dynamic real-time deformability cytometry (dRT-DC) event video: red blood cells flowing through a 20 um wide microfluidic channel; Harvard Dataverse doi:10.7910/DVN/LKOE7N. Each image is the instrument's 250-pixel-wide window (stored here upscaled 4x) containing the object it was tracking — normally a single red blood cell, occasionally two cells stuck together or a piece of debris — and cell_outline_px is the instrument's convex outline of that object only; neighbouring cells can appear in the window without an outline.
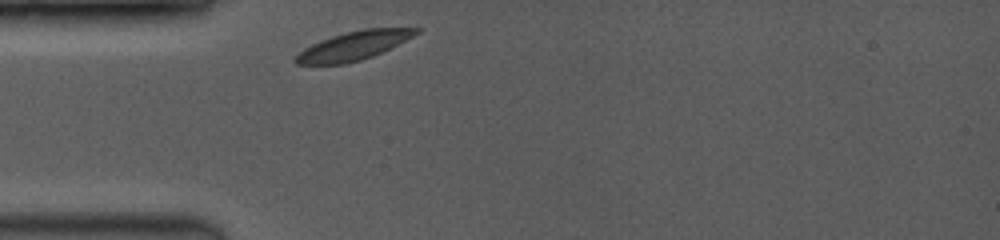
{"species": "common noctule bat (a hibernating species)", "species_latin": "Nyctalus noctula", "temperature_condition": "room temperature", "stored_images_in_passage": 52, "camera_frame_rate_fps": 3500, "um_per_image_px": 0.085, "animal": {"sex": "female", "body_mass_g": 19.0, "forearm_length_mm": 53.3}, "frame": {"image": 1, "passage_image": 1, "time_ms": 0.0, "image_size_px": [1000, 240], "cell_outline_px": [[420, 32], [372, 56], [360, 60], [344, 64], [296, 64], [292, 60], [304, 48], [320, 40], [344, 32], [364, 28], [420, 28]], "centroid_in_image_um": [30.0, 3.88], "position_along_channel_um": 55.0, "area_um2": 19.77}}
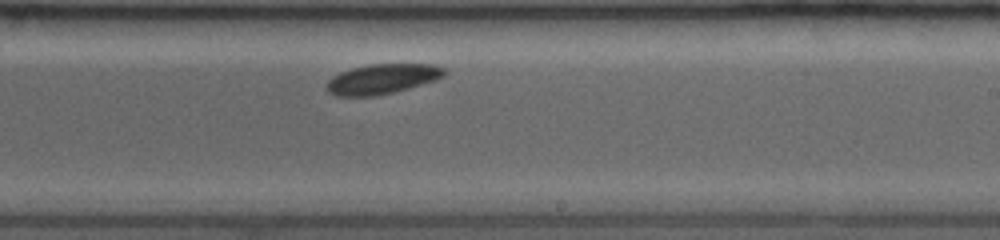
{"frame": {"image": 2, "passage_image": 33, "time_ms": 5.429, "image_size_px": [1000, 240], "cell_outline_px": [[448, 72], [444, 76], [436, 80], [408, 88], [392, 92], [372, 96], [336, 96], [328, 92], [324, 88], [328, 80], [332, 76], [340, 72], [352, 68], [368, 64], [432, 64], [444, 68]], "centroid_in_image_um": [32.46, 6.71], "position_along_channel_um": 256.5, "area_um2": 20.63}}
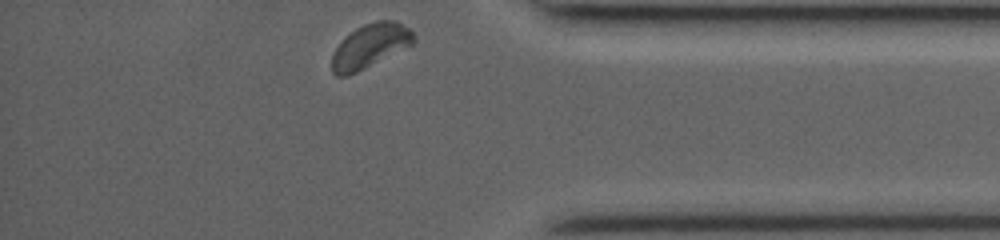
{"frame": {"image": 3, "passage_image": 51, "time_ms": 9.429, "image_size_px": [1000, 240], "cell_outline_px": [[416, 40], [412, 44], [348, 76], [336, 76], [332, 72], [332, 52], [344, 36], [356, 28], [364, 24], [376, 20], [396, 20], [408, 28], [416, 36]], "centroid_in_image_um": [31.43, 3.88], "position_along_channel_um": 403.8, "area_um2": 20.87}}